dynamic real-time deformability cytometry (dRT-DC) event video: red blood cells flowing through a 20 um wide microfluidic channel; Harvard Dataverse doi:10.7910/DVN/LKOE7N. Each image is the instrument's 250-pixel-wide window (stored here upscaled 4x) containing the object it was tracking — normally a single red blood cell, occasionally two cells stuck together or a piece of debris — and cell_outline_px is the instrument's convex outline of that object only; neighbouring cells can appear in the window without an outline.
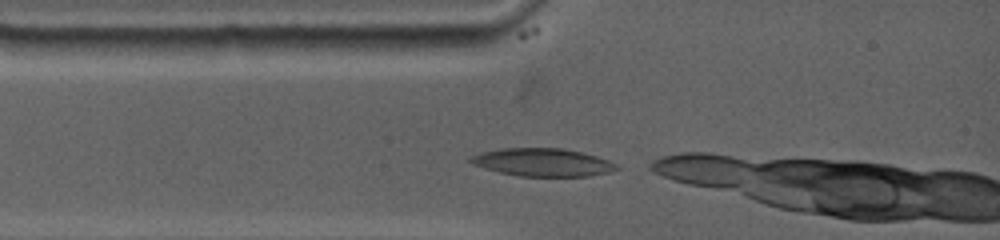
{"species": "common noctule bat (a hibernating species)", "species_latin": "Nyctalus noctula", "temperature_condition": "warm", "stored_images_in_passage": 14, "camera_frame_rate_fps": 4500, "um_per_image_px": 0.085, "animal": {"sex": "female", "body_mass_g": 19.0, "forearm_length_mm": 53.3}, "frame": {"image": 1, "passage_image": 1, "time_ms": 0.0, "image_size_px": [1000, 240], "cell_outline_px": [[620, 168], [608, 172], [588, 176], [520, 176], [500, 172], [484, 168], [472, 164], [468, 160], [468, 156], [500, 148], [564, 148], [596, 156], [608, 160], [616, 164]], "centroid_in_image_um": [46.09, 13.79], "position_along_channel_um": 38.9, "area_um2": 23.64}}
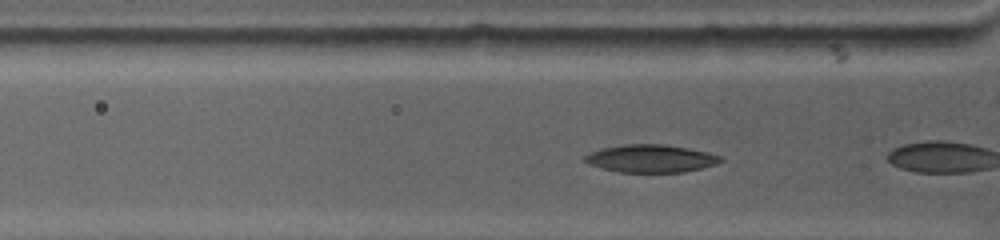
{"frame": {"image": 2, "passage_image": 5, "time_ms": 0.889, "image_size_px": [1000, 240], "cell_outline_px": [[724, 160], [716, 164], [684, 172], [620, 172], [588, 164], [584, 160], [584, 156], [588, 152], [600, 148], [624, 144], [664, 144], [688, 148], [708, 152], [724, 156]], "centroid_in_image_um": [55.33, 13.46], "position_along_channel_um": 70.5, "area_um2": 22.08}}
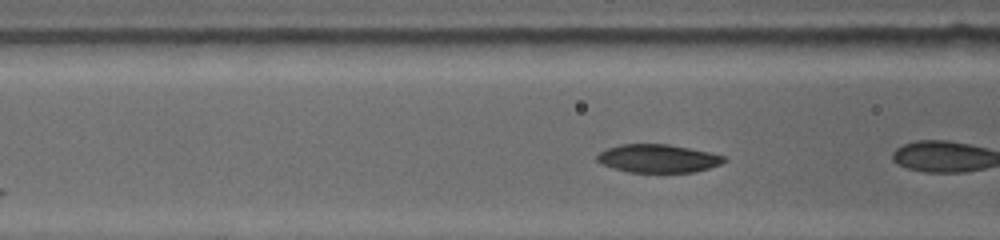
{"frame": {"image": 3, "passage_image": 10, "time_ms": 2.0, "image_size_px": [1000, 240], "cell_outline_px": [[728, 160], [720, 164], [696, 172], [628, 172], [612, 168], [600, 164], [596, 160], [596, 156], [600, 152], [608, 148], [620, 144], [668, 144], [708, 152], [724, 156]], "centroid_in_image_um": [55.9, 13.47], "position_along_channel_um": 110.7, "area_um2": 20.87}}